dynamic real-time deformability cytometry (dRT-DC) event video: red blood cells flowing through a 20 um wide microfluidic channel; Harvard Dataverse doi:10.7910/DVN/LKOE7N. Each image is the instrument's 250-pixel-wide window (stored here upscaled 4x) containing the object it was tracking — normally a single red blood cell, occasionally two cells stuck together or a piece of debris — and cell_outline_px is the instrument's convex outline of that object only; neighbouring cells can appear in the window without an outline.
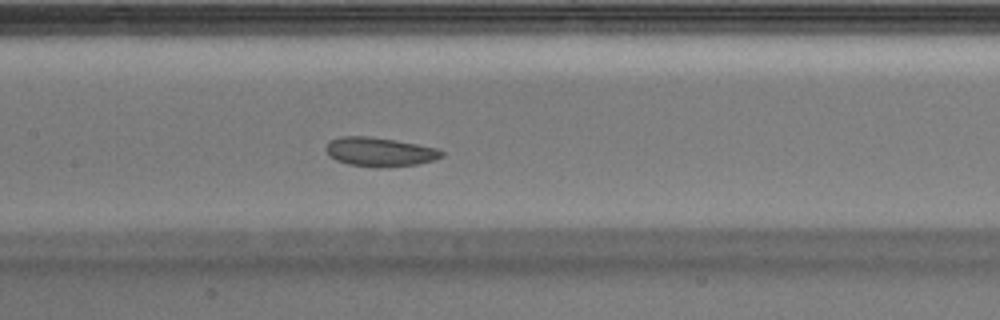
{"species": "Egyptian fruit bat (a non-hibernating species)", "species_latin": "Rousettus aegyptiacus", "temperature_condition": "warm", "stored_images_in_passage": 42, "camera_frame_rate_fps": 3000, "um_per_image_px": 0.085, "animal": {"sex": "male"}, "frame": {"image": 1, "passage_image": 19, "time_ms": 6.0, "image_size_px": [1000, 320], "cell_outline_px": [[444, 156], [432, 160], [416, 164], [376, 168], [348, 164], [336, 160], [328, 156], [324, 148], [328, 140], [340, 136], [368, 136], [396, 140], [440, 148], [444, 152]], "centroid_in_image_um": [32.24, 12.9], "position_along_channel_um": 175.2, "area_um2": 19.88}}